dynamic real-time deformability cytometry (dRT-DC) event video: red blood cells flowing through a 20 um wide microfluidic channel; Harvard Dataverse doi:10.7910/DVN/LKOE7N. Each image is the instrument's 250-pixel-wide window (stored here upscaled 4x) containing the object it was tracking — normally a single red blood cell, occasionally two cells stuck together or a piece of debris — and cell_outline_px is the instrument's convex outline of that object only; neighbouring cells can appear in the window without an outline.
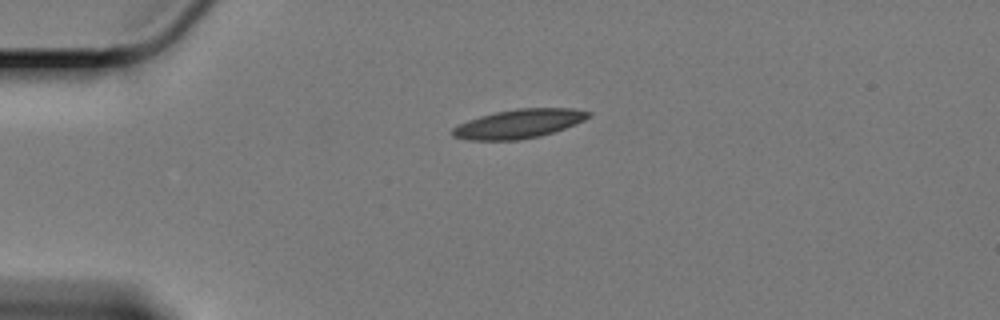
{"species": "Egyptian fruit bat (a non-hibernating species)", "species_latin": "Rousettus aegyptiacus", "temperature_condition": "cold", "stored_images_in_passage": 47, "camera_frame_rate_fps": 3000, "um_per_image_px": 0.085, "animal": {"sex": "female"}, "frame": {"image": 1, "passage_image": 1, "time_ms": 0.0, "image_size_px": [1000, 320], "cell_outline_px": [[592, 112], [584, 120], [564, 128], [540, 136], [516, 140], [468, 140], [452, 136], [452, 128], [468, 120], [480, 116], [496, 112], [516, 108], [572, 108]], "centroid_in_image_um": [44.08, 10.51], "position_along_channel_um": 40.9, "area_um2": 22.72}}
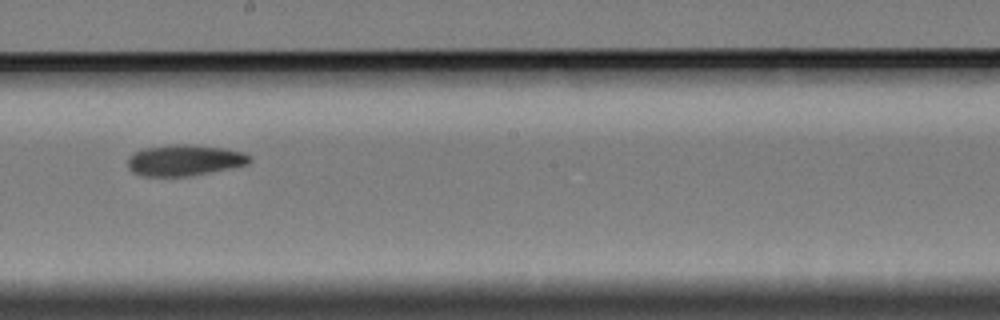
{"frame": {"image": 2, "passage_image": 21, "time_ms": 6.667, "image_size_px": [1000, 320], "cell_outline_px": [[252, 160], [248, 164], [188, 176], [144, 176], [132, 172], [128, 168], [128, 156], [144, 148], [172, 144], [188, 144], [224, 148], [240, 152], [252, 156]], "centroid_in_image_um": [15.66, 13.61], "position_along_channel_um": 232.5, "area_um2": 21.91}}
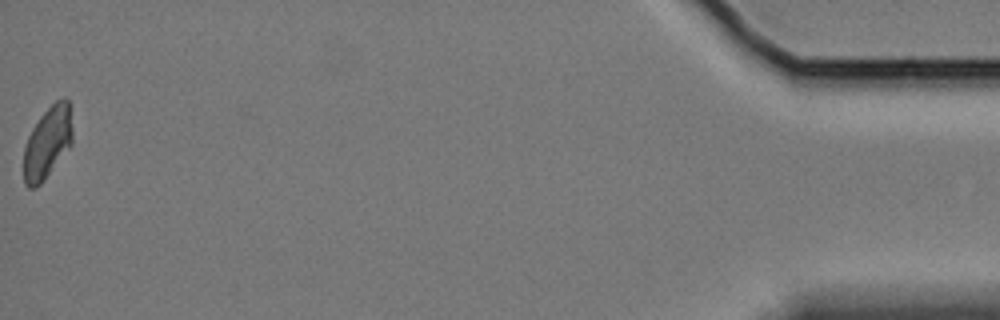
{"frame": {"image": 3, "passage_image": 47, "time_ms": 15.333, "image_size_px": [1000, 320], "cell_outline_px": [[72, 144], [44, 180], [36, 188], [28, 188], [24, 184], [24, 148], [28, 136], [32, 128], [40, 116], [56, 100], [64, 96], [68, 100], [72, 128]], "centroid_in_image_um": [4.03, 12.13], "position_along_channel_um": 431.2, "area_um2": 20.4}}